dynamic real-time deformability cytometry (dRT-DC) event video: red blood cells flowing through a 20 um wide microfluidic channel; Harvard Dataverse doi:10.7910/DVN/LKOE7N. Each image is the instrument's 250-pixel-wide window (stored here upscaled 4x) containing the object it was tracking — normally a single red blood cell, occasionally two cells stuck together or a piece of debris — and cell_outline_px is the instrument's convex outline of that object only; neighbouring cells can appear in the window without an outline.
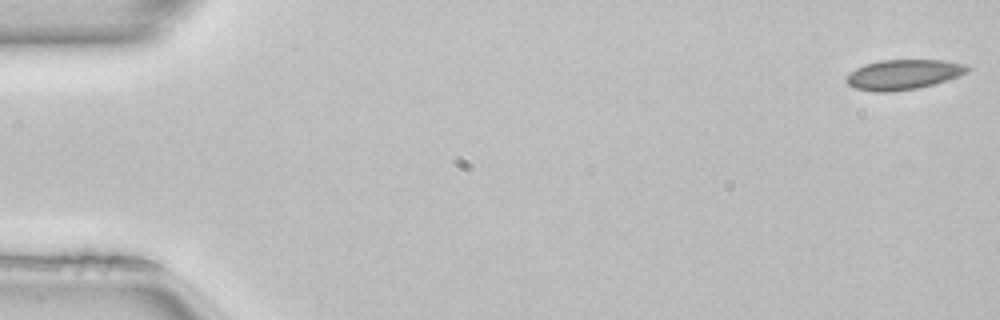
{"species": "common noctule bat (a hibernating species)", "species_latin": "Nyctalus noctula", "temperature_condition": "room temperature", "stored_images_in_passage": 51, "camera_frame_rate_fps": 3000, "um_per_image_px": 0.085, "animal": {"sex": "female", "body_mass_g": 22.7, "forearm_length_mm": 54.2}, "frame": {"image": 1, "passage_image": 1, "time_ms": 0.0, "image_size_px": [1000, 320], "cell_outline_px": [[968, 72], [932, 84], [916, 88], [888, 92], [876, 92], [856, 88], [848, 84], [844, 80], [856, 68], [864, 64], [880, 60], [944, 60], [968, 64]], "centroid_in_image_um": [76.77, 6.32], "position_along_channel_um": 8.2, "area_um2": 20.87}}
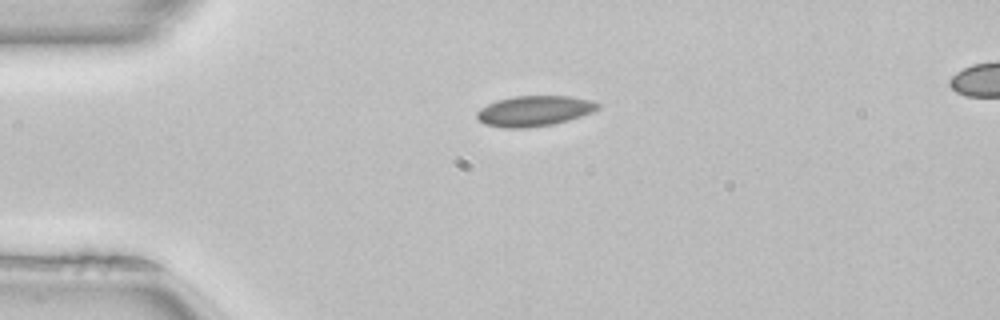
{"frame": {"image": 2, "passage_image": 12, "time_ms": 3.667, "image_size_px": [1000, 320], "cell_outline_px": [[600, 108], [592, 112], [568, 120], [552, 124], [524, 128], [504, 128], [484, 124], [476, 116], [476, 112], [480, 108], [496, 100], [512, 96], [568, 96], [588, 100], [600, 104]], "centroid_in_image_um": [45.37, 9.43], "position_along_channel_um": 39.6, "area_um2": 21.33}}
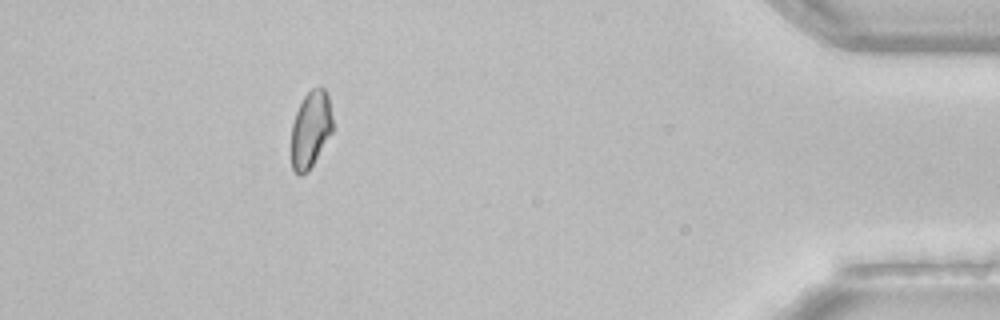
{"frame": {"image": 3, "passage_image": 46, "time_ms": 15.0, "image_size_px": [1000, 320], "cell_outline_px": [[332, 132], [308, 172], [300, 176], [292, 168], [292, 124], [296, 112], [304, 96], [312, 88], [324, 88], [328, 92], [332, 116]], "centroid_in_image_um": [26.41, 10.99], "position_along_channel_um": 408.8, "area_um2": 18.38}}